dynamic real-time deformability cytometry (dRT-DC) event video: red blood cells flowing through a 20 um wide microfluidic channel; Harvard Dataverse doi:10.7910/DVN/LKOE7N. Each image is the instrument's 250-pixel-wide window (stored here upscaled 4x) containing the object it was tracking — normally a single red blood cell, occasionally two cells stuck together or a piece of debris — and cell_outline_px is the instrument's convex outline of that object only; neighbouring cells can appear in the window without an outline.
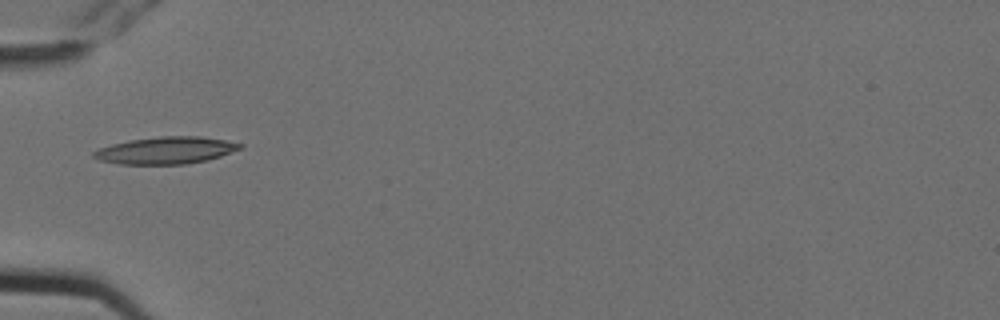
{"species": "Egyptian fruit bat (a non-hibernating species)", "species_latin": "Rousettus aegyptiacus", "temperature_condition": "cold", "stored_images_in_passage": 10, "camera_frame_rate_fps": 3000, "um_per_image_px": 0.085, "animal": {"sex": "female"}, "frame": {"image": 1, "passage_image": 5, "time_ms": 1.333, "image_size_px": [1000, 320], "cell_outline_px": [[244, 148], [208, 160], [184, 164], [120, 164], [100, 160], [92, 156], [92, 152], [100, 148], [112, 144], [128, 140], [160, 136], [200, 136], [224, 140], [244, 144]], "centroid_in_image_um": [14.12, 12.78], "position_along_channel_um": 70.9, "area_um2": 23.12}}
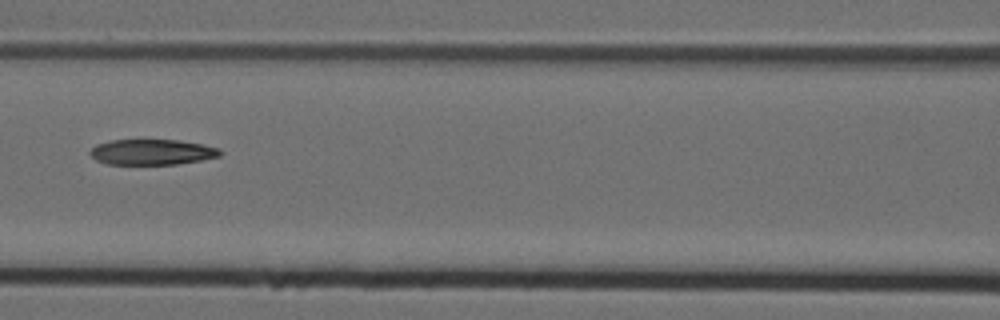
{"frame": {"image": 2, "passage_image": 7, "time_ms": 2.0, "image_size_px": [1000, 320], "cell_outline_px": [[224, 152], [220, 156], [200, 160], [176, 164], [108, 164], [96, 160], [88, 152], [96, 144], [112, 140], [180, 140], [204, 144], [220, 148]], "centroid_in_image_um": [12.96, 12.92], "position_along_channel_um": 153.6, "area_um2": 19.42}}
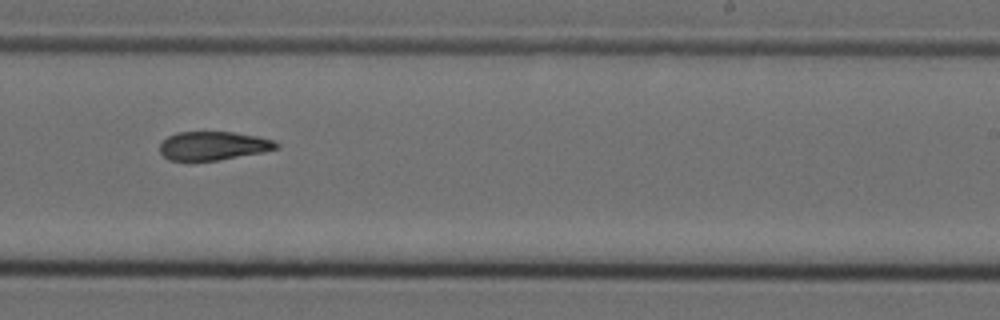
{"frame": {"image": 3, "passage_image": 10, "time_ms": 3.0, "image_size_px": [1000, 320], "cell_outline_px": [[280, 148], [220, 160], [168, 160], [160, 152], [160, 144], [168, 136], [176, 132], [232, 132], [256, 136], [272, 140], [280, 144]], "centroid_in_image_um": [18.12, 12.39], "position_along_channel_um": 270.9, "area_um2": 19.25}}